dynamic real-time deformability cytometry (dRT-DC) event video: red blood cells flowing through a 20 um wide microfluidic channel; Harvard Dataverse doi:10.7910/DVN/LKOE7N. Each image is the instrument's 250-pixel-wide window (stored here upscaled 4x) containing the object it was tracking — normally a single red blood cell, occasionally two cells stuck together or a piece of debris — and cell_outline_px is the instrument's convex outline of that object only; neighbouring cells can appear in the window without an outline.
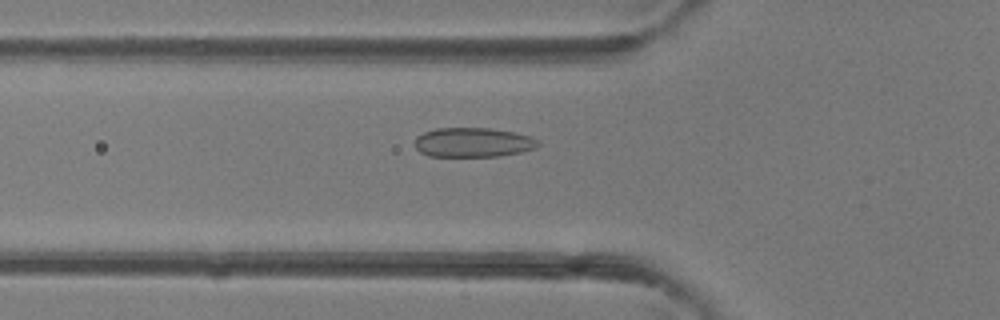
{"species": "common noctule bat (a hibernating species)", "species_latin": "Nyctalus noctula", "temperature_condition": "room temperature", "stored_images_in_passage": 5, "camera_frame_rate_fps": 3000, "um_per_image_px": 0.085, "animal": {"sex": "female"}, "frame": {"image": 1, "passage_image": 5, "time_ms": 4.333, "image_size_px": [1000, 320], "cell_outline_px": [[540, 144], [536, 148], [520, 152], [500, 156], [428, 156], [420, 152], [416, 148], [416, 136], [424, 132], [436, 128], [488, 128], [516, 132], [532, 136], [540, 140]], "centroid_in_image_um": [40.25, 12.1], "position_along_channel_um": 85.5, "area_um2": 21.33}}